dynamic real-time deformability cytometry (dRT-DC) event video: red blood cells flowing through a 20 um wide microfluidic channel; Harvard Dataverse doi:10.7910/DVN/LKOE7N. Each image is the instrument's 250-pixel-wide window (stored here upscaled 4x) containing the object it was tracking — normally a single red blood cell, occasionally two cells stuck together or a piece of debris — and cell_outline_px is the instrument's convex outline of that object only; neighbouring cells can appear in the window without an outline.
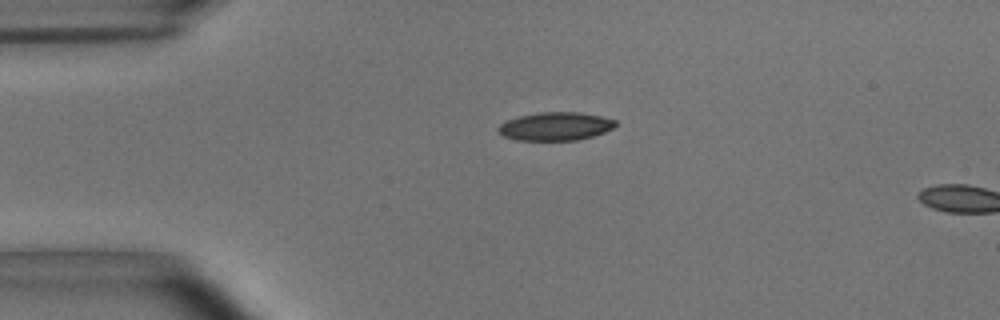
{"species": "common noctule bat (a hibernating species)", "species_latin": "Nyctalus noctula", "temperature_condition": "room temperature", "stored_images_in_passage": 6, "camera_frame_rate_fps": 3000, "um_per_image_px": 0.085, "animal": {"sex": "male", "body_mass_g": 15.6}, "frame": {"image": 1, "passage_image": 3, "time_ms": 0.667, "image_size_px": [1000, 320], "cell_outline_px": [[616, 124], [612, 128], [604, 132], [580, 140], [516, 140], [504, 136], [496, 132], [496, 128], [500, 124], [508, 120], [520, 116], [540, 112], [580, 112], [600, 116], [616, 120]], "centroid_in_image_um": [47.19, 10.74], "position_along_channel_um": 37.8, "area_um2": 19.31}}